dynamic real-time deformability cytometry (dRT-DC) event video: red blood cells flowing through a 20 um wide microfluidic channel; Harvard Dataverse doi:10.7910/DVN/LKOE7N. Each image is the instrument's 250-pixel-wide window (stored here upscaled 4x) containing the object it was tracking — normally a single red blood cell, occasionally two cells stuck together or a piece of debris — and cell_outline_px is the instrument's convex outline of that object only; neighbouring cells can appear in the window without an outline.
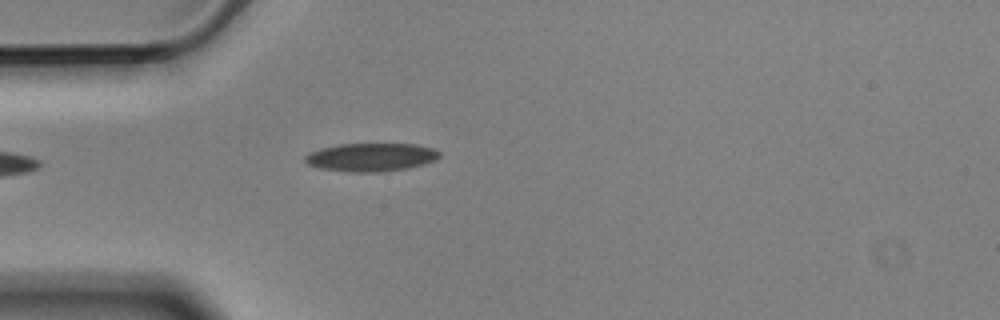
{"species": "Egyptian fruit bat (a non-hibernating species)", "species_latin": "Rousettus aegyptiacus", "temperature_condition": "cold", "stored_images_in_passage": 5, "camera_frame_rate_fps": 3000, "um_per_image_px": 0.085, "animal": {"sex": "male"}, "frame": {"image": 1, "passage_image": 5, "time_ms": 1.333, "image_size_px": [1000, 320], "cell_outline_px": [[440, 156], [436, 160], [424, 164], [408, 168], [380, 172], [348, 172], [320, 168], [308, 164], [304, 160], [304, 156], [308, 152], [320, 148], [340, 144], [416, 144], [432, 148], [440, 152]], "centroid_in_image_um": [31.53, 13.36], "position_along_channel_um": 53.5, "area_um2": 22.25}}